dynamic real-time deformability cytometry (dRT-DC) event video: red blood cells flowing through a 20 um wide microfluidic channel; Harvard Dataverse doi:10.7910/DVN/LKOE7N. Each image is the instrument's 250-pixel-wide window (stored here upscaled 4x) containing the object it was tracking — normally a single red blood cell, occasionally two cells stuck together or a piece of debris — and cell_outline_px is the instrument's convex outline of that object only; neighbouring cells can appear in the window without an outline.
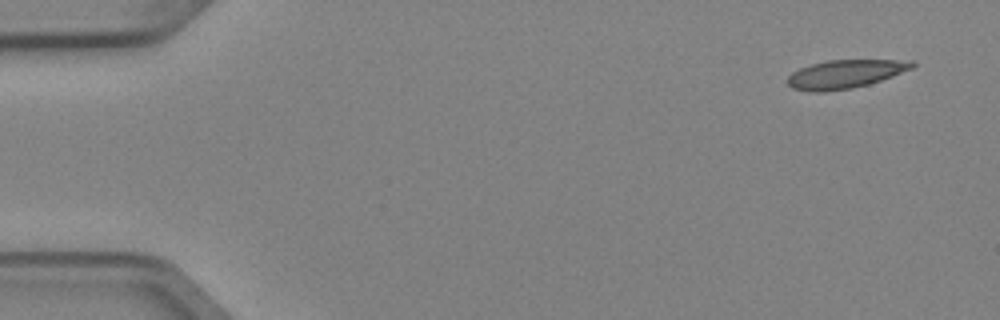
{"species": "Egyptian fruit bat (a non-hibernating species)", "species_latin": "Rousettus aegyptiacus", "temperature_condition": "cold", "stored_images_in_passage": 6, "camera_frame_rate_fps": 3000, "um_per_image_px": 0.085, "animal": {"sex": "female"}, "frame": {"image": 1, "passage_image": 1, "time_ms": 0.0, "image_size_px": [1000, 320], "cell_outline_px": [[916, 64], [912, 68], [892, 76], [868, 84], [852, 88], [824, 92], [812, 92], [792, 88], [788, 84], [788, 76], [792, 72], [800, 68], [812, 64], [828, 60], [912, 60]], "centroid_in_image_um": [71.82, 6.29], "position_along_channel_um": 13.2, "area_um2": 20.52}}
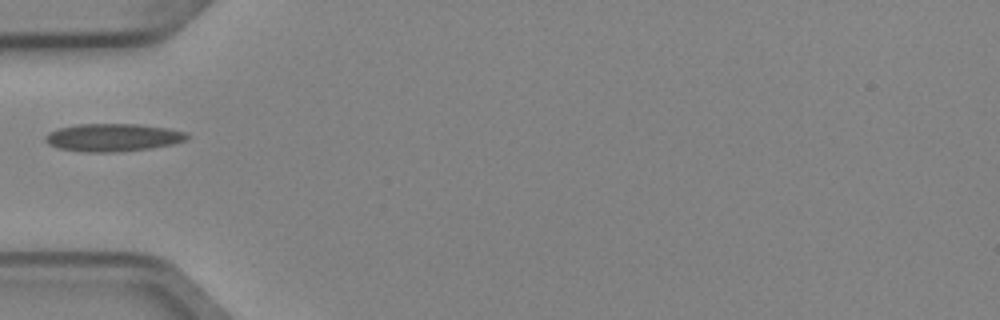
{"frame": {"image": 2, "passage_image": 5, "time_ms": 1.333, "image_size_px": [1000, 320], "cell_outline_px": [[188, 136], [184, 140], [172, 144], [152, 148], [120, 152], [80, 152], [60, 148], [48, 144], [44, 140], [44, 136], [48, 132], [56, 128], [76, 124], [136, 124], [168, 128], [188, 132]], "centroid_in_image_um": [9.55, 11.68], "position_along_channel_um": 75.4, "area_um2": 23.18}}
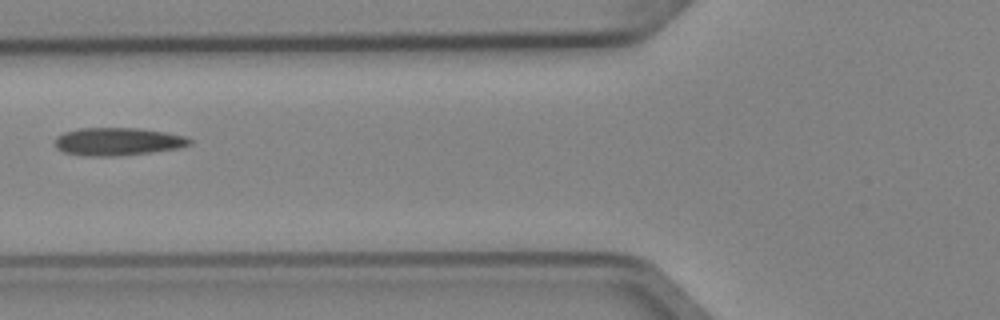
{"frame": {"image": 3, "passage_image": 6, "time_ms": 1.667, "image_size_px": [1000, 320], "cell_outline_px": [[192, 144], [180, 148], [152, 152], [116, 156], [84, 156], [64, 152], [56, 148], [56, 136], [64, 132], [80, 128], [136, 128], [164, 132], [188, 136], [192, 140]], "centroid_in_image_um": [10.04, 12.03], "position_along_channel_um": 115.8, "area_um2": 21.96}}